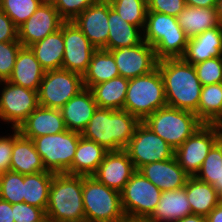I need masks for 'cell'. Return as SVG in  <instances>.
Returning a JSON list of instances; mask_svg holds the SVG:
<instances>
[{
  "mask_svg": "<svg viewBox=\"0 0 222 222\" xmlns=\"http://www.w3.org/2000/svg\"><path fill=\"white\" fill-rule=\"evenodd\" d=\"M44 74L45 70L30 47L22 46L17 54L14 69L8 81L38 91Z\"/></svg>",
  "mask_w": 222,
  "mask_h": 222,
  "instance_id": "cell-24",
  "label": "cell"
},
{
  "mask_svg": "<svg viewBox=\"0 0 222 222\" xmlns=\"http://www.w3.org/2000/svg\"><path fill=\"white\" fill-rule=\"evenodd\" d=\"M111 7L127 23L144 30L147 14V0H109Z\"/></svg>",
  "mask_w": 222,
  "mask_h": 222,
  "instance_id": "cell-35",
  "label": "cell"
},
{
  "mask_svg": "<svg viewBox=\"0 0 222 222\" xmlns=\"http://www.w3.org/2000/svg\"><path fill=\"white\" fill-rule=\"evenodd\" d=\"M109 51L113 54L120 76L128 80L149 74L157 68L155 50L145 41Z\"/></svg>",
  "mask_w": 222,
  "mask_h": 222,
  "instance_id": "cell-15",
  "label": "cell"
},
{
  "mask_svg": "<svg viewBox=\"0 0 222 222\" xmlns=\"http://www.w3.org/2000/svg\"><path fill=\"white\" fill-rule=\"evenodd\" d=\"M202 86L222 83V56L193 65Z\"/></svg>",
  "mask_w": 222,
  "mask_h": 222,
  "instance_id": "cell-39",
  "label": "cell"
},
{
  "mask_svg": "<svg viewBox=\"0 0 222 222\" xmlns=\"http://www.w3.org/2000/svg\"><path fill=\"white\" fill-rule=\"evenodd\" d=\"M157 68L163 79L167 106L194 112L198 117L203 86L194 66L182 58H165L158 60Z\"/></svg>",
  "mask_w": 222,
  "mask_h": 222,
  "instance_id": "cell-1",
  "label": "cell"
},
{
  "mask_svg": "<svg viewBox=\"0 0 222 222\" xmlns=\"http://www.w3.org/2000/svg\"><path fill=\"white\" fill-rule=\"evenodd\" d=\"M135 171L125 150L110 151L105 154L103 161L92 176L110 189L121 193Z\"/></svg>",
  "mask_w": 222,
  "mask_h": 222,
  "instance_id": "cell-18",
  "label": "cell"
},
{
  "mask_svg": "<svg viewBox=\"0 0 222 222\" xmlns=\"http://www.w3.org/2000/svg\"><path fill=\"white\" fill-rule=\"evenodd\" d=\"M216 12H217V18L220 26H222V0H218L216 3Z\"/></svg>",
  "mask_w": 222,
  "mask_h": 222,
  "instance_id": "cell-50",
  "label": "cell"
},
{
  "mask_svg": "<svg viewBox=\"0 0 222 222\" xmlns=\"http://www.w3.org/2000/svg\"><path fill=\"white\" fill-rule=\"evenodd\" d=\"M82 188L83 176L54 174L45 211L51 222H85Z\"/></svg>",
  "mask_w": 222,
  "mask_h": 222,
  "instance_id": "cell-3",
  "label": "cell"
},
{
  "mask_svg": "<svg viewBox=\"0 0 222 222\" xmlns=\"http://www.w3.org/2000/svg\"><path fill=\"white\" fill-rule=\"evenodd\" d=\"M82 200L85 222H123L121 193L110 189L93 176H83Z\"/></svg>",
  "mask_w": 222,
  "mask_h": 222,
  "instance_id": "cell-7",
  "label": "cell"
},
{
  "mask_svg": "<svg viewBox=\"0 0 222 222\" xmlns=\"http://www.w3.org/2000/svg\"><path fill=\"white\" fill-rule=\"evenodd\" d=\"M56 0H42L43 3L54 4Z\"/></svg>",
  "mask_w": 222,
  "mask_h": 222,
  "instance_id": "cell-53",
  "label": "cell"
},
{
  "mask_svg": "<svg viewBox=\"0 0 222 222\" xmlns=\"http://www.w3.org/2000/svg\"><path fill=\"white\" fill-rule=\"evenodd\" d=\"M109 36L107 51L143 42V30L127 23L111 6L108 13Z\"/></svg>",
  "mask_w": 222,
  "mask_h": 222,
  "instance_id": "cell-26",
  "label": "cell"
},
{
  "mask_svg": "<svg viewBox=\"0 0 222 222\" xmlns=\"http://www.w3.org/2000/svg\"><path fill=\"white\" fill-rule=\"evenodd\" d=\"M143 41L153 46L158 60L181 58L188 44L177 18L158 12H147Z\"/></svg>",
  "mask_w": 222,
  "mask_h": 222,
  "instance_id": "cell-4",
  "label": "cell"
},
{
  "mask_svg": "<svg viewBox=\"0 0 222 222\" xmlns=\"http://www.w3.org/2000/svg\"><path fill=\"white\" fill-rule=\"evenodd\" d=\"M218 0H185L186 5L198 8H215Z\"/></svg>",
  "mask_w": 222,
  "mask_h": 222,
  "instance_id": "cell-47",
  "label": "cell"
},
{
  "mask_svg": "<svg viewBox=\"0 0 222 222\" xmlns=\"http://www.w3.org/2000/svg\"><path fill=\"white\" fill-rule=\"evenodd\" d=\"M18 41V28L0 9V42Z\"/></svg>",
  "mask_w": 222,
  "mask_h": 222,
  "instance_id": "cell-45",
  "label": "cell"
},
{
  "mask_svg": "<svg viewBox=\"0 0 222 222\" xmlns=\"http://www.w3.org/2000/svg\"><path fill=\"white\" fill-rule=\"evenodd\" d=\"M55 173L43 171L24 175L23 202L46 211L49 190Z\"/></svg>",
  "mask_w": 222,
  "mask_h": 222,
  "instance_id": "cell-33",
  "label": "cell"
},
{
  "mask_svg": "<svg viewBox=\"0 0 222 222\" xmlns=\"http://www.w3.org/2000/svg\"><path fill=\"white\" fill-rule=\"evenodd\" d=\"M21 47L19 41L0 42V81H8L10 78Z\"/></svg>",
  "mask_w": 222,
  "mask_h": 222,
  "instance_id": "cell-40",
  "label": "cell"
},
{
  "mask_svg": "<svg viewBox=\"0 0 222 222\" xmlns=\"http://www.w3.org/2000/svg\"><path fill=\"white\" fill-rule=\"evenodd\" d=\"M221 134V125L204 124L175 150V158L190 177H195L200 171L206 156Z\"/></svg>",
  "mask_w": 222,
  "mask_h": 222,
  "instance_id": "cell-11",
  "label": "cell"
},
{
  "mask_svg": "<svg viewBox=\"0 0 222 222\" xmlns=\"http://www.w3.org/2000/svg\"><path fill=\"white\" fill-rule=\"evenodd\" d=\"M19 132L33 139L43 135L57 134L66 130L60 109L38 106L19 126Z\"/></svg>",
  "mask_w": 222,
  "mask_h": 222,
  "instance_id": "cell-20",
  "label": "cell"
},
{
  "mask_svg": "<svg viewBox=\"0 0 222 222\" xmlns=\"http://www.w3.org/2000/svg\"><path fill=\"white\" fill-rule=\"evenodd\" d=\"M141 121L124 109L97 108L81 136L108 152L124 150Z\"/></svg>",
  "mask_w": 222,
  "mask_h": 222,
  "instance_id": "cell-2",
  "label": "cell"
},
{
  "mask_svg": "<svg viewBox=\"0 0 222 222\" xmlns=\"http://www.w3.org/2000/svg\"><path fill=\"white\" fill-rule=\"evenodd\" d=\"M24 197V175L7 171L0 175V198L10 204L22 203Z\"/></svg>",
  "mask_w": 222,
  "mask_h": 222,
  "instance_id": "cell-38",
  "label": "cell"
},
{
  "mask_svg": "<svg viewBox=\"0 0 222 222\" xmlns=\"http://www.w3.org/2000/svg\"><path fill=\"white\" fill-rule=\"evenodd\" d=\"M222 56V26L204 31L198 36L188 39L184 55L187 63L195 65L199 62Z\"/></svg>",
  "mask_w": 222,
  "mask_h": 222,
  "instance_id": "cell-23",
  "label": "cell"
},
{
  "mask_svg": "<svg viewBox=\"0 0 222 222\" xmlns=\"http://www.w3.org/2000/svg\"><path fill=\"white\" fill-rule=\"evenodd\" d=\"M123 222H147V221H141V220H128L126 219L125 221Z\"/></svg>",
  "mask_w": 222,
  "mask_h": 222,
  "instance_id": "cell-54",
  "label": "cell"
},
{
  "mask_svg": "<svg viewBox=\"0 0 222 222\" xmlns=\"http://www.w3.org/2000/svg\"><path fill=\"white\" fill-rule=\"evenodd\" d=\"M42 3V0H0V9L19 28Z\"/></svg>",
  "mask_w": 222,
  "mask_h": 222,
  "instance_id": "cell-36",
  "label": "cell"
},
{
  "mask_svg": "<svg viewBox=\"0 0 222 222\" xmlns=\"http://www.w3.org/2000/svg\"><path fill=\"white\" fill-rule=\"evenodd\" d=\"M120 76L113 54L104 49H97L91 58L88 69L83 75L85 88L106 82Z\"/></svg>",
  "mask_w": 222,
  "mask_h": 222,
  "instance_id": "cell-32",
  "label": "cell"
},
{
  "mask_svg": "<svg viewBox=\"0 0 222 222\" xmlns=\"http://www.w3.org/2000/svg\"><path fill=\"white\" fill-rule=\"evenodd\" d=\"M29 47L45 71L62 69L64 56L63 24L58 31L47 35L43 40Z\"/></svg>",
  "mask_w": 222,
  "mask_h": 222,
  "instance_id": "cell-28",
  "label": "cell"
},
{
  "mask_svg": "<svg viewBox=\"0 0 222 222\" xmlns=\"http://www.w3.org/2000/svg\"><path fill=\"white\" fill-rule=\"evenodd\" d=\"M110 6L109 0H98L73 20L96 49L107 50Z\"/></svg>",
  "mask_w": 222,
  "mask_h": 222,
  "instance_id": "cell-17",
  "label": "cell"
},
{
  "mask_svg": "<svg viewBox=\"0 0 222 222\" xmlns=\"http://www.w3.org/2000/svg\"><path fill=\"white\" fill-rule=\"evenodd\" d=\"M80 137L81 133L66 129L33 138L32 141L47 171L72 174V161Z\"/></svg>",
  "mask_w": 222,
  "mask_h": 222,
  "instance_id": "cell-8",
  "label": "cell"
},
{
  "mask_svg": "<svg viewBox=\"0 0 222 222\" xmlns=\"http://www.w3.org/2000/svg\"><path fill=\"white\" fill-rule=\"evenodd\" d=\"M185 189L192 214L206 217L220 203L216 188L196 177L187 179Z\"/></svg>",
  "mask_w": 222,
  "mask_h": 222,
  "instance_id": "cell-29",
  "label": "cell"
},
{
  "mask_svg": "<svg viewBox=\"0 0 222 222\" xmlns=\"http://www.w3.org/2000/svg\"><path fill=\"white\" fill-rule=\"evenodd\" d=\"M198 118L204 124H219L222 126V83L202 87Z\"/></svg>",
  "mask_w": 222,
  "mask_h": 222,
  "instance_id": "cell-34",
  "label": "cell"
},
{
  "mask_svg": "<svg viewBox=\"0 0 222 222\" xmlns=\"http://www.w3.org/2000/svg\"><path fill=\"white\" fill-rule=\"evenodd\" d=\"M206 222H222V202L206 216Z\"/></svg>",
  "mask_w": 222,
  "mask_h": 222,
  "instance_id": "cell-48",
  "label": "cell"
},
{
  "mask_svg": "<svg viewBox=\"0 0 222 222\" xmlns=\"http://www.w3.org/2000/svg\"><path fill=\"white\" fill-rule=\"evenodd\" d=\"M138 171L162 192L185 187L190 177L179 165L175 156L165 161L145 164Z\"/></svg>",
  "mask_w": 222,
  "mask_h": 222,
  "instance_id": "cell-19",
  "label": "cell"
},
{
  "mask_svg": "<svg viewBox=\"0 0 222 222\" xmlns=\"http://www.w3.org/2000/svg\"><path fill=\"white\" fill-rule=\"evenodd\" d=\"M0 121L11 124L12 128L19 126L39 106L38 91L0 81Z\"/></svg>",
  "mask_w": 222,
  "mask_h": 222,
  "instance_id": "cell-12",
  "label": "cell"
},
{
  "mask_svg": "<svg viewBox=\"0 0 222 222\" xmlns=\"http://www.w3.org/2000/svg\"><path fill=\"white\" fill-rule=\"evenodd\" d=\"M13 150V133L0 136V175L10 171Z\"/></svg>",
  "mask_w": 222,
  "mask_h": 222,
  "instance_id": "cell-44",
  "label": "cell"
},
{
  "mask_svg": "<svg viewBox=\"0 0 222 222\" xmlns=\"http://www.w3.org/2000/svg\"><path fill=\"white\" fill-rule=\"evenodd\" d=\"M185 187L178 190L163 191L155 211L147 222H175L191 215Z\"/></svg>",
  "mask_w": 222,
  "mask_h": 222,
  "instance_id": "cell-25",
  "label": "cell"
},
{
  "mask_svg": "<svg viewBox=\"0 0 222 222\" xmlns=\"http://www.w3.org/2000/svg\"><path fill=\"white\" fill-rule=\"evenodd\" d=\"M213 186L218 191L220 202H222V176H221V179L219 181H216V183Z\"/></svg>",
  "mask_w": 222,
  "mask_h": 222,
  "instance_id": "cell-51",
  "label": "cell"
},
{
  "mask_svg": "<svg viewBox=\"0 0 222 222\" xmlns=\"http://www.w3.org/2000/svg\"><path fill=\"white\" fill-rule=\"evenodd\" d=\"M175 222H206V217L202 215L191 214Z\"/></svg>",
  "mask_w": 222,
  "mask_h": 222,
  "instance_id": "cell-49",
  "label": "cell"
},
{
  "mask_svg": "<svg viewBox=\"0 0 222 222\" xmlns=\"http://www.w3.org/2000/svg\"><path fill=\"white\" fill-rule=\"evenodd\" d=\"M36 222H51V220L45 214L40 220H38Z\"/></svg>",
  "mask_w": 222,
  "mask_h": 222,
  "instance_id": "cell-52",
  "label": "cell"
},
{
  "mask_svg": "<svg viewBox=\"0 0 222 222\" xmlns=\"http://www.w3.org/2000/svg\"><path fill=\"white\" fill-rule=\"evenodd\" d=\"M222 176V148L221 135L210 149L196 178L202 182L214 185Z\"/></svg>",
  "mask_w": 222,
  "mask_h": 222,
  "instance_id": "cell-37",
  "label": "cell"
},
{
  "mask_svg": "<svg viewBox=\"0 0 222 222\" xmlns=\"http://www.w3.org/2000/svg\"><path fill=\"white\" fill-rule=\"evenodd\" d=\"M129 80L118 76L90 88L99 108L118 110L124 108Z\"/></svg>",
  "mask_w": 222,
  "mask_h": 222,
  "instance_id": "cell-31",
  "label": "cell"
},
{
  "mask_svg": "<svg viewBox=\"0 0 222 222\" xmlns=\"http://www.w3.org/2000/svg\"><path fill=\"white\" fill-rule=\"evenodd\" d=\"M176 18L188 39L194 38L208 29L220 26L215 8H198L186 5Z\"/></svg>",
  "mask_w": 222,
  "mask_h": 222,
  "instance_id": "cell-27",
  "label": "cell"
},
{
  "mask_svg": "<svg viewBox=\"0 0 222 222\" xmlns=\"http://www.w3.org/2000/svg\"><path fill=\"white\" fill-rule=\"evenodd\" d=\"M64 56L62 69L83 76L97 50L73 21L63 23Z\"/></svg>",
  "mask_w": 222,
  "mask_h": 222,
  "instance_id": "cell-14",
  "label": "cell"
},
{
  "mask_svg": "<svg viewBox=\"0 0 222 222\" xmlns=\"http://www.w3.org/2000/svg\"><path fill=\"white\" fill-rule=\"evenodd\" d=\"M107 152L98 143L81 136L72 161V175L92 176Z\"/></svg>",
  "mask_w": 222,
  "mask_h": 222,
  "instance_id": "cell-30",
  "label": "cell"
},
{
  "mask_svg": "<svg viewBox=\"0 0 222 222\" xmlns=\"http://www.w3.org/2000/svg\"><path fill=\"white\" fill-rule=\"evenodd\" d=\"M185 6V0H147V12H158L173 17H177Z\"/></svg>",
  "mask_w": 222,
  "mask_h": 222,
  "instance_id": "cell-42",
  "label": "cell"
},
{
  "mask_svg": "<svg viewBox=\"0 0 222 222\" xmlns=\"http://www.w3.org/2000/svg\"><path fill=\"white\" fill-rule=\"evenodd\" d=\"M14 222H36L46 213L43 209L25 202L12 204Z\"/></svg>",
  "mask_w": 222,
  "mask_h": 222,
  "instance_id": "cell-43",
  "label": "cell"
},
{
  "mask_svg": "<svg viewBox=\"0 0 222 222\" xmlns=\"http://www.w3.org/2000/svg\"><path fill=\"white\" fill-rule=\"evenodd\" d=\"M97 108L91 90H81L60 109L66 129L82 133Z\"/></svg>",
  "mask_w": 222,
  "mask_h": 222,
  "instance_id": "cell-21",
  "label": "cell"
},
{
  "mask_svg": "<svg viewBox=\"0 0 222 222\" xmlns=\"http://www.w3.org/2000/svg\"><path fill=\"white\" fill-rule=\"evenodd\" d=\"M84 88L80 74L65 69L45 71L38 90L39 106L61 109Z\"/></svg>",
  "mask_w": 222,
  "mask_h": 222,
  "instance_id": "cell-10",
  "label": "cell"
},
{
  "mask_svg": "<svg viewBox=\"0 0 222 222\" xmlns=\"http://www.w3.org/2000/svg\"><path fill=\"white\" fill-rule=\"evenodd\" d=\"M0 222H14L12 204L0 198Z\"/></svg>",
  "mask_w": 222,
  "mask_h": 222,
  "instance_id": "cell-46",
  "label": "cell"
},
{
  "mask_svg": "<svg viewBox=\"0 0 222 222\" xmlns=\"http://www.w3.org/2000/svg\"><path fill=\"white\" fill-rule=\"evenodd\" d=\"M13 150L10 170L22 175L47 171L32 139L24 137L18 128H12Z\"/></svg>",
  "mask_w": 222,
  "mask_h": 222,
  "instance_id": "cell-22",
  "label": "cell"
},
{
  "mask_svg": "<svg viewBox=\"0 0 222 222\" xmlns=\"http://www.w3.org/2000/svg\"><path fill=\"white\" fill-rule=\"evenodd\" d=\"M162 191L136 170L121 192V206L128 220L146 221L155 211Z\"/></svg>",
  "mask_w": 222,
  "mask_h": 222,
  "instance_id": "cell-9",
  "label": "cell"
},
{
  "mask_svg": "<svg viewBox=\"0 0 222 222\" xmlns=\"http://www.w3.org/2000/svg\"><path fill=\"white\" fill-rule=\"evenodd\" d=\"M124 150L128 153L136 170L148 163L171 159L175 152L165 140L143 122L137 126Z\"/></svg>",
  "mask_w": 222,
  "mask_h": 222,
  "instance_id": "cell-13",
  "label": "cell"
},
{
  "mask_svg": "<svg viewBox=\"0 0 222 222\" xmlns=\"http://www.w3.org/2000/svg\"><path fill=\"white\" fill-rule=\"evenodd\" d=\"M167 106L164 83L159 69L130 79L126 92L124 110L143 122L156 110Z\"/></svg>",
  "mask_w": 222,
  "mask_h": 222,
  "instance_id": "cell-5",
  "label": "cell"
},
{
  "mask_svg": "<svg viewBox=\"0 0 222 222\" xmlns=\"http://www.w3.org/2000/svg\"><path fill=\"white\" fill-rule=\"evenodd\" d=\"M98 0H56L53 4L65 21H73Z\"/></svg>",
  "mask_w": 222,
  "mask_h": 222,
  "instance_id": "cell-41",
  "label": "cell"
},
{
  "mask_svg": "<svg viewBox=\"0 0 222 222\" xmlns=\"http://www.w3.org/2000/svg\"><path fill=\"white\" fill-rule=\"evenodd\" d=\"M143 123L174 150L204 125L194 112L170 106L156 110Z\"/></svg>",
  "mask_w": 222,
  "mask_h": 222,
  "instance_id": "cell-6",
  "label": "cell"
},
{
  "mask_svg": "<svg viewBox=\"0 0 222 222\" xmlns=\"http://www.w3.org/2000/svg\"><path fill=\"white\" fill-rule=\"evenodd\" d=\"M64 22L53 4L42 3L18 28V41L22 46L29 47L58 31Z\"/></svg>",
  "mask_w": 222,
  "mask_h": 222,
  "instance_id": "cell-16",
  "label": "cell"
}]
</instances>
